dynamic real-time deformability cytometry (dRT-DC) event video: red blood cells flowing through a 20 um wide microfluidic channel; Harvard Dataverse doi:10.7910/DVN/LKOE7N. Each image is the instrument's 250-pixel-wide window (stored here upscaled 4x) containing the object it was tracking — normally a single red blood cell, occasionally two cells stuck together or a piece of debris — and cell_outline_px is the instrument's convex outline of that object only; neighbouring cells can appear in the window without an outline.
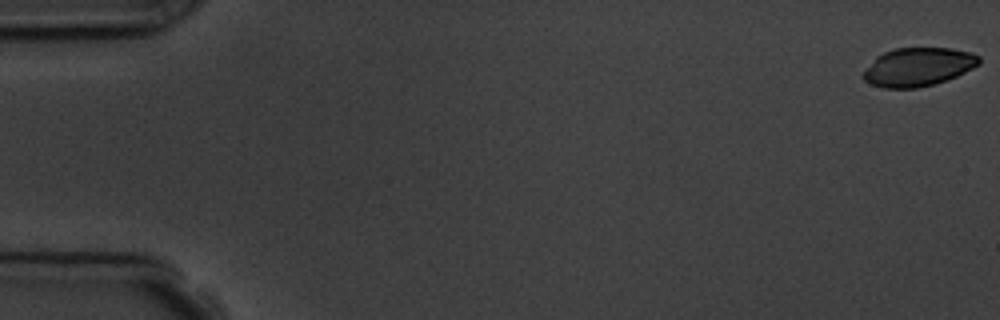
{"species": "common noctule bat (a hibernating species)", "species_latin": "Nyctalus noctula", "temperature_condition": "room temperature", "stored_images_in_passage": 6, "camera_frame_rate_fps": 3000, "um_per_image_px": 0.085, "animal": {"sex": "male", "body_mass_g": 19.5, "forearm_length_mm": 54.6}, "frame": {"image": 1, "passage_image": 1, "time_ms": 0.0, "image_size_px": [1000, 320], "cell_outline_px": [[980, 64], [956, 76], [932, 84], [916, 88], [884, 88], [872, 84], [864, 80], [860, 76], [876, 56], [884, 52], [896, 48], [952, 48], [972, 52], [980, 56]], "centroid_in_image_um": [78.03, 5.68], "position_along_channel_um": 7.0, "area_um2": 25.89}}
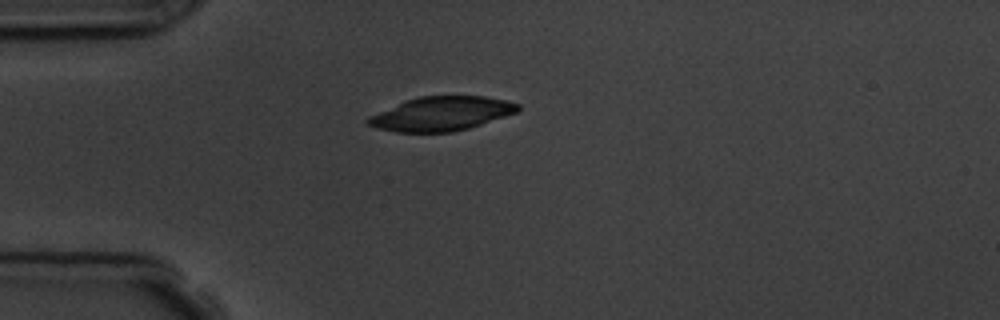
{"frame": {"image": 2, "passage_image": 5, "time_ms": 4.667, "image_size_px": [1000, 320], "cell_outline_px": [[520, 108], [516, 112], [468, 128], [452, 132], [396, 132], [376, 128], [368, 124], [364, 120], [368, 116], [404, 100], [420, 96], [484, 96], [504, 100], [520, 104]], "centroid_in_image_um": [37.45, 9.66], "position_along_channel_um": 47.5, "area_um2": 29.65}}